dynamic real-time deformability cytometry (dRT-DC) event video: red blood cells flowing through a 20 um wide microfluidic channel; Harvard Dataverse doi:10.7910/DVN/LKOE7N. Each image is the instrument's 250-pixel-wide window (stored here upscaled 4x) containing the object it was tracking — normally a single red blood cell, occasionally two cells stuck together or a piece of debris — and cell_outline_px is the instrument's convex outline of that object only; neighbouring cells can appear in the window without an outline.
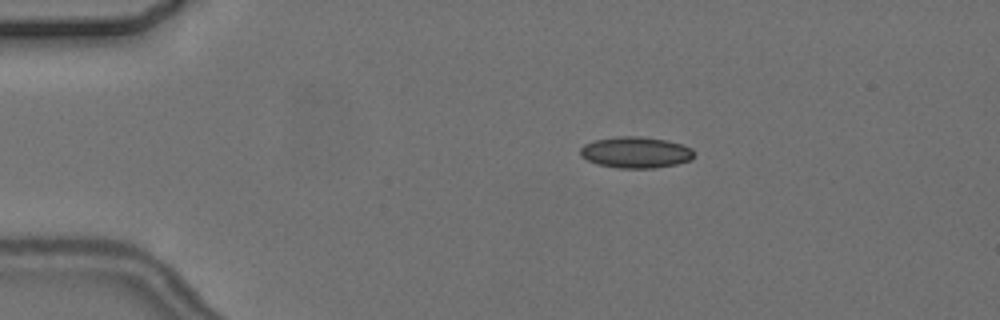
{"species": "common noctule bat (a hibernating species)", "species_latin": "Nyctalus noctula", "temperature_condition": "cold", "stored_images_in_passage": 8, "camera_frame_rate_fps": 3000, "um_per_image_px": 0.085, "animal": {"sex": "female", "body_mass_g": 24.6, "forearm_length_mm": 56.2}, "frame": {"image": 1, "passage_image": 4, "time_ms": 3.333, "image_size_px": [1000, 320], "cell_outline_px": [[692, 160], [676, 164], [656, 168], [616, 168], [596, 164], [580, 156], [580, 148], [584, 144], [596, 140], [616, 136], [640, 136], [668, 140], [692, 148]], "centroid_in_image_um": [54.01, 12.95], "position_along_channel_um": 31.0, "area_um2": 20.81}}
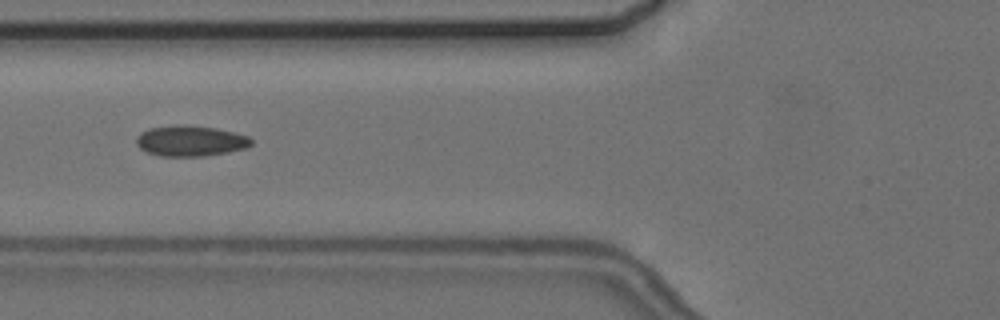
{"frame": {"image": 2, "passage_image": 7, "time_ms": 7.0, "image_size_px": [1000, 320], "cell_outline_px": [[252, 144], [244, 148], [228, 152], [204, 156], [160, 156], [148, 152], [140, 148], [136, 144], [136, 136], [140, 132], [148, 128], [176, 124], [184, 124], [216, 128], [248, 136], [252, 140]], "centroid_in_image_um": [16.15, 11.96], "position_along_channel_um": 109.7, "area_um2": 20.63}}
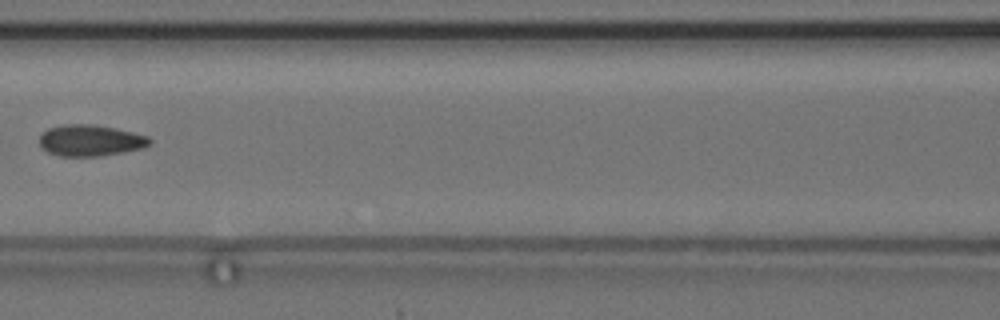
{"frame": {"image": 3, "passage_image": 8, "time_ms": 8.333, "image_size_px": [1000, 320], "cell_outline_px": [[152, 144], [144, 148], [124, 152], [100, 156], [60, 156], [48, 152], [40, 148], [40, 136], [48, 128], [64, 124], [92, 124], [116, 128], [148, 136], [152, 140]], "centroid_in_image_um": [7.71, 11.94], "position_along_channel_um": 158.9, "area_um2": 20.29}}